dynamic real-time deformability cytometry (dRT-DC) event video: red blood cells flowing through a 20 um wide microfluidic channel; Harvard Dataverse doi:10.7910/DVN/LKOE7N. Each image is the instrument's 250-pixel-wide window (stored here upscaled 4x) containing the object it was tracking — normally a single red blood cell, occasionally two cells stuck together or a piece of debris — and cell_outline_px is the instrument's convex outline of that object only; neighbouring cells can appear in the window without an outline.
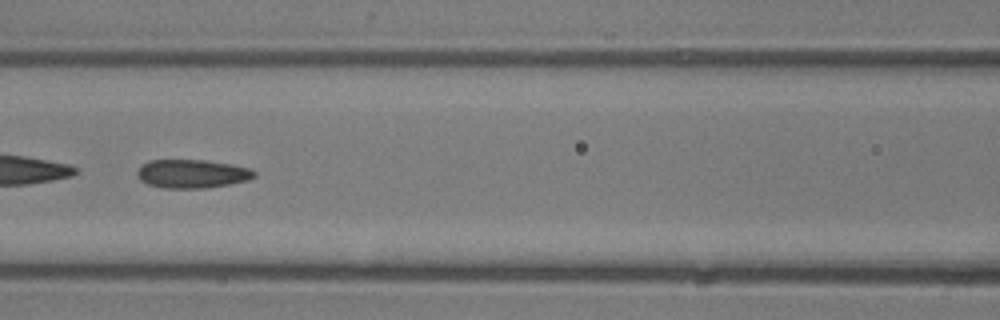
{"species": "common noctule bat (a hibernating species)", "species_latin": "Nyctalus noctula", "temperature_condition": "room temperature", "stored_images_in_passage": 37, "camera_frame_rate_fps": 3000, "um_per_image_px": 0.085, "animal": {"sex": "male", "body_mass_g": 13.3}, "frame": {"image": 1, "passage_image": 12, "time_ms": 3.667, "image_size_px": [1000, 320], "cell_outline_px": [[256, 176], [248, 180], [228, 184], [204, 188], [164, 188], [148, 184], [140, 180], [136, 176], [136, 172], [140, 164], [148, 160], [204, 160], [232, 164], [248, 168], [256, 172]], "centroid_in_image_um": [16.28, 14.76], "position_along_channel_um": 150.3, "area_um2": 19.59}}
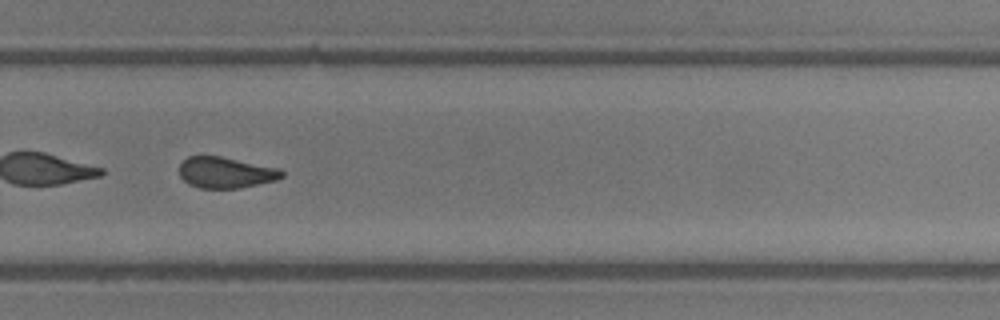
{"frame": {"image": 2, "passage_image": 23, "time_ms": 7.333, "image_size_px": [1000, 320], "cell_outline_px": [[284, 176], [276, 180], [240, 188], [200, 188], [188, 184], [180, 176], [180, 164], [188, 156], [220, 156], [280, 168], [284, 172]], "centroid_in_image_um": [19.2, 14.66], "position_along_channel_um": 310.6, "area_um2": 18.55}}
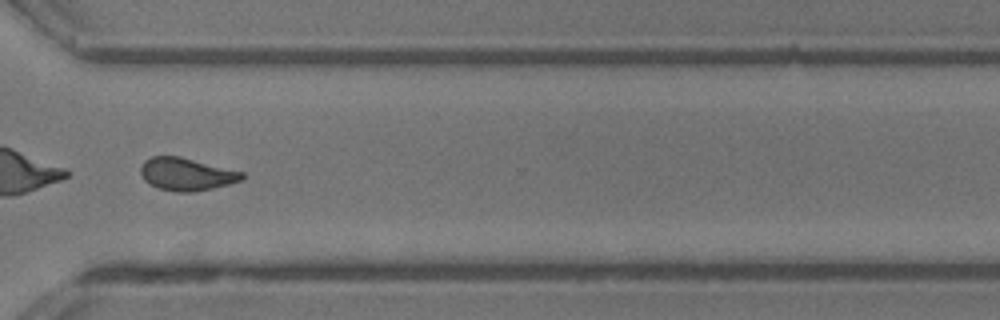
{"frame": {"image": 3, "passage_image": 26, "time_ms": 8.333, "image_size_px": [1000, 320], "cell_outline_px": [[244, 180], [212, 188], [192, 192], [176, 192], [156, 188], [148, 184], [144, 180], [140, 172], [140, 168], [144, 160], [152, 156], [180, 156], [244, 172]], "centroid_in_image_um": [15.83, 14.81], "position_along_channel_um": 354.8, "area_um2": 19.48}, "authors_computed_cell_mechanics": {"area_um2": 19.8832, "velocity_mm_per_s": 4.3971, "shape_relaxation_time_tau1_ms": 4.1748, "shape_relaxation_time_tau2_ms": 1.8161, "deformation_change_tau1": 0.1378, "deformation_change_tau2": 0.1056}}